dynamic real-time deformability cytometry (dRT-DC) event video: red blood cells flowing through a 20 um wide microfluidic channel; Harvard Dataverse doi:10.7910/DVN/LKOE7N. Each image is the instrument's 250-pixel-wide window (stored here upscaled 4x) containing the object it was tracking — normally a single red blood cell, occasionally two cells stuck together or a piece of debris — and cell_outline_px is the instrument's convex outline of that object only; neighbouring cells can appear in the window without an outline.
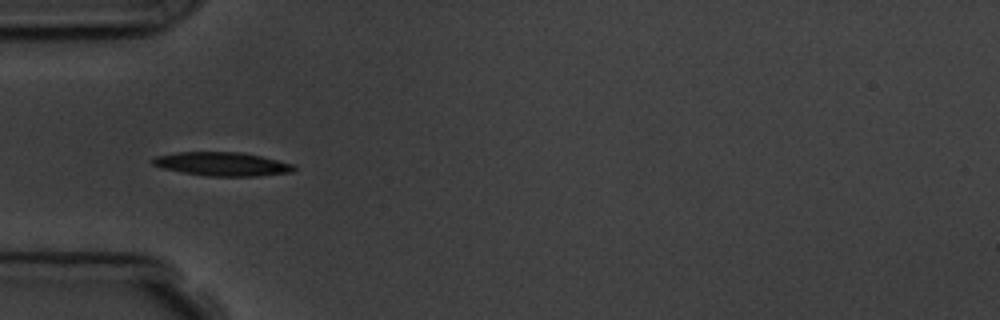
{"species": "common noctule bat (a hibernating species)", "species_latin": "Nyctalus noctula", "temperature_condition": "room temperature", "stored_images_in_passage": 9, "camera_frame_rate_fps": 3000, "um_per_image_px": 0.085, "animal": {"sex": "male", "body_mass_g": 19.5, "forearm_length_mm": 54.6}, "frame": {"image": 1, "passage_image": 4, "time_ms": 3.667, "image_size_px": [1000, 320], "cell_outline_px": [[296, 168], [292, 172], [256, 176], [208, 176], [184, 172], [164, 168], [152, 164], [152, 160], [156, 156], [176, 152], [240, 152], [260, 156], [292, 164]], "centroid_in_image_um": [18.88, 13.94], "position_along_channel_um": 66.1, "area_um2": 19.19}}
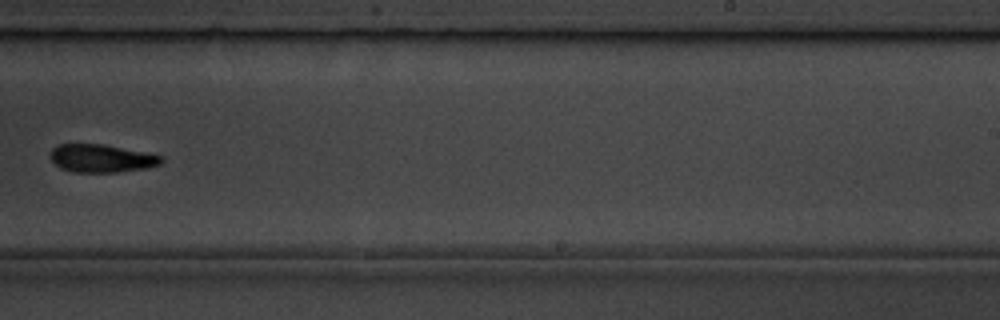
{"frame": {"image": 2, "passage_image": 9, "time_ms": 9.333, "image_size_px": [1000, 320], "cell_outline_px": [[164, 160], [160, 164], [148, 168], [120, 172], [72, 172], [60, 168], [48, 156], [52, 148], [56, 144], [104, 144], [164, 156]], "centroid_in_image_um": [8.62, 13.46], "position_along_channel_um": 280.4, "area_um2": 18.32}}